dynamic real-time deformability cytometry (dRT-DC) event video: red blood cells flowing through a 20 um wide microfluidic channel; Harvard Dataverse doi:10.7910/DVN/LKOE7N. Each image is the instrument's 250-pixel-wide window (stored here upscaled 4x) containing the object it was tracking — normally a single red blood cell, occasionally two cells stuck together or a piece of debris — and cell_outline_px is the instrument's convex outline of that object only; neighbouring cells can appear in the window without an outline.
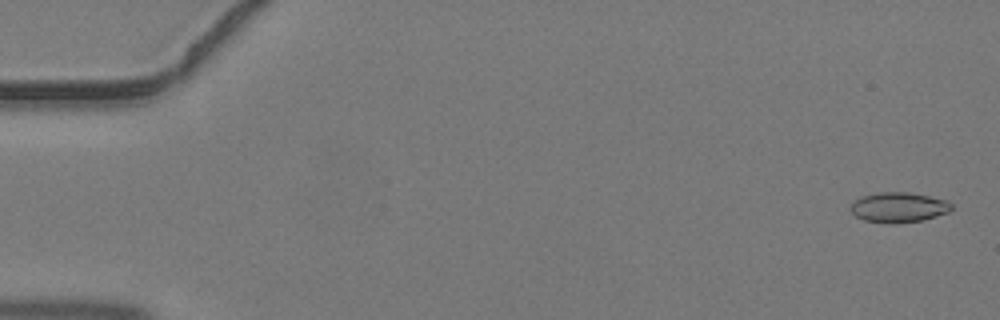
{"species": "common noctule bat (a hibernating species)", "species_latin": "Nyctalus noctula", "temperature_condition": "warm", "stored_images_in_passage": 44, "camera_frame_rate_fps": 3000, "um_per_image_px": 0.085, "animal": {"sex": "male", "body_mass_g": 19.2, "forearm_length_mm": 51.8}, "frame": {"image": 1, "passage_image": 2, "time_ms": 0.333, "image_size_px": [1000, 320], "cell_outline_px": [[952, 208], [948, 212], [936, 216], [920, 220], [864, 220], [856, 216], [848, 208], [860, 196], [876, 192], [908, 192], [928, 196], [944, 200], [952, 204]], "centroid_in_image_um": [76.36, 17.56], "position_along_channel_um": 8.6, "area_um2": 16.76}}
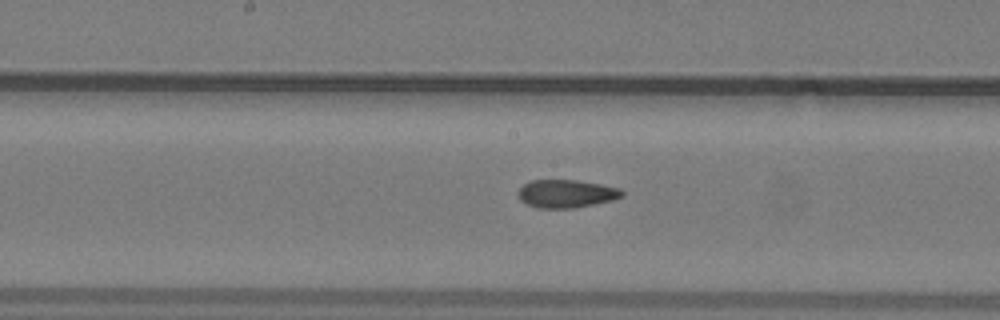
{"frame": {"image": 2, "passage_image": 24, "time_ms": 7.667, "image_size_px": [1000, 320], "cell_outline_px": [[624, 196], [612, 200], [572, 208], [536, 208], [520, 200], [516, 196], [516, 192], [524, 184], [532, 180], [576, 180], [600, 184], [620, 188], [624, 192]], "centroid_in_image_um": [48.1, 16.46], "position_along_channel_um": 200.1, "area_um2": 16.99}}
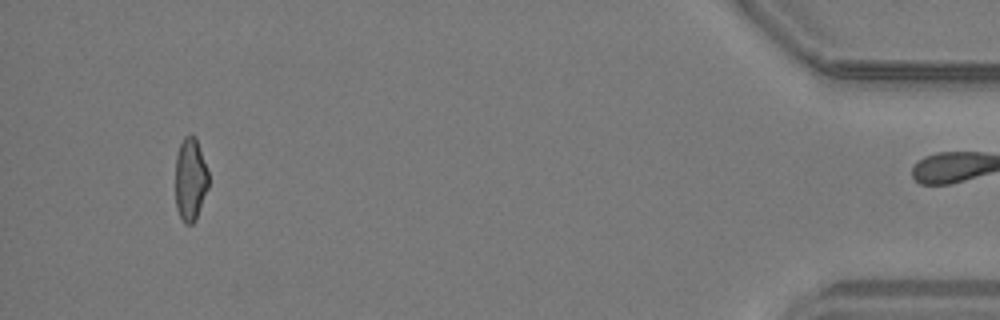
{"frame": {"image": 3, "passage_image": 43, "time_ms": 14.0, "image_size_px": [1000, 320], "cell_outline_px": [[208, 188], [196, 220], [192, 224], [184, 224], [176, 208], [176, 156], [180, 144], [184, 136], [196, 136], [208, 172]], "centroid_in_image_um": [16.18, 15.27], "position_along_channel_um": 419.0, "area_um2": 16.01}}